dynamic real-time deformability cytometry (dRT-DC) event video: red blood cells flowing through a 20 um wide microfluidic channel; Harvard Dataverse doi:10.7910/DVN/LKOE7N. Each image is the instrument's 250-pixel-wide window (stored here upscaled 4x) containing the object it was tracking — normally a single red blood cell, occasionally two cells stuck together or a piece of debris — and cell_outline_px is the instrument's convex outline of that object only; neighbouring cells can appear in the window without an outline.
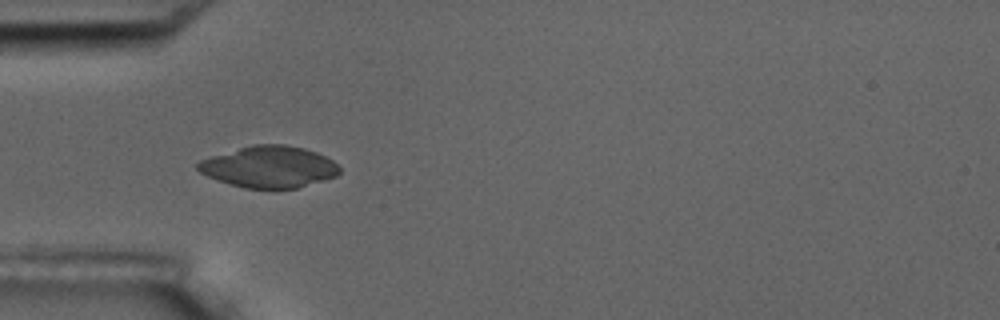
{"species": "common noctule bat (a hibernating species)", "species_latin": "Nyctalus noctula", "temperature_condition": "room temperature", "stored_images_in_passage": 8, "camera_frame_rate_fps": 3000, "um_per_image_px": 0.085, "animal": {"sex": "male", "body_mass_g": 17.5, "forearm_length_mm": 52.3}, "frame": {"image": 1, "passage_image": 5, "time_ms": 4.667, "image_size_px": [1000, 320], "cell_outline_px": [[340, 172], [336, 176], [296, 188], [244, 188], [208, 176], [200, 172], [196, 168], [196, 164], [200, 160], [212, 156], [252, 144], [284, 144], [304, 148], [316, 152], [332, 160], [340, 168]], "centroid_in_image_um": [22.87, 14.17], "position_along_channel_um": 62.1, "area_um2": 33.93}}
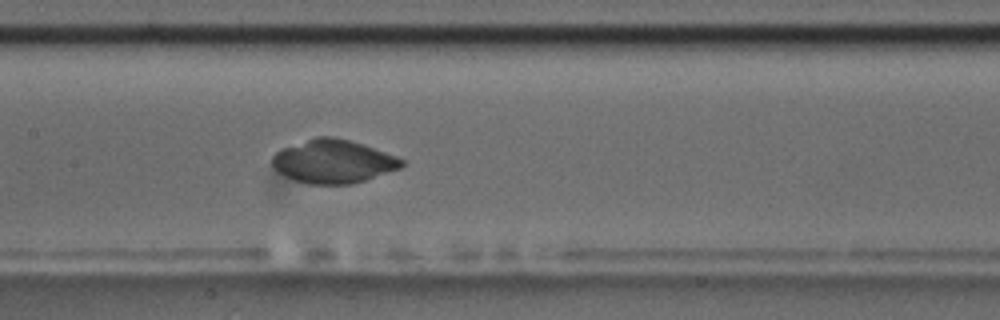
{"frame": {"image": 2, "passage_image": 8, "time_ms": 8.0, "image_size_px": [1000, 320], "cell_outline_px": [[408, 160], [400, 168], [352, 184], [308, 184], [292, 180], [284, 176], [272, 168], [272, 156], [280, 148], [316, 136], [332, 136], [348, 140]], "centroid_in_image_um": [28.27, 13.72], "position_along_channel_um": 179.1, "area_um2": 32.83}}